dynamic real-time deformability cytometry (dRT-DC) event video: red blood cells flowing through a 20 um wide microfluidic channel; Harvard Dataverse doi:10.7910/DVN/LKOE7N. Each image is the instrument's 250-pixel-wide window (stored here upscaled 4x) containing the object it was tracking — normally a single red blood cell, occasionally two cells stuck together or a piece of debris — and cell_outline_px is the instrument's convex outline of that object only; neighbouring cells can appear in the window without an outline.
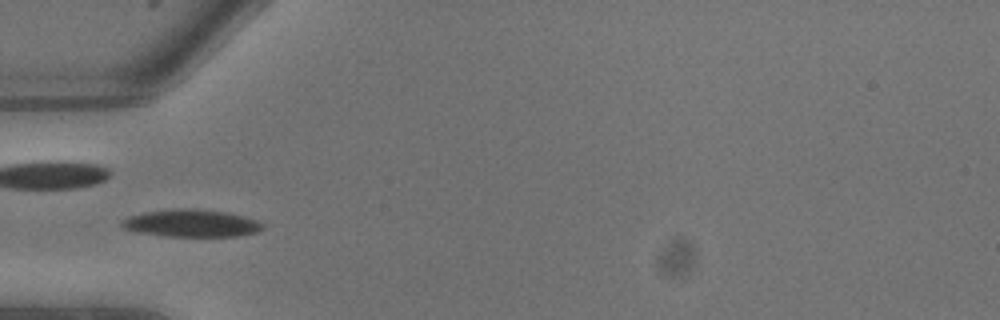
{"species": "common noctule bat (a hibernating species)", "species_latin": "Nyctalus noctula", "temperature_condition": "warm", "stored_images_in_passage": 7, "camera_frame_rate_fps": 3000, "um_per_image_px": 0.085, "animal": {"sex": "male", "body_mass_g": 13.3}, "frame": {"image": 1, "passage_image": 6, "time_ms": 1.667, "image_size_px": [1000, 320], "cell_outline_px": [[264, 228], [256, 232], [240, 236], [164, 236], [136, 232], [120, 228], [120, 224], [128, 216], [144, 212], [176, 208], [188, 208], [224, 212], [244, 216], [256, 220], [264, 224]], "centroid_in_image_um": [16.23, 18.98], "position_along_channel_um": 68.8, "area_um2": 22.54}}